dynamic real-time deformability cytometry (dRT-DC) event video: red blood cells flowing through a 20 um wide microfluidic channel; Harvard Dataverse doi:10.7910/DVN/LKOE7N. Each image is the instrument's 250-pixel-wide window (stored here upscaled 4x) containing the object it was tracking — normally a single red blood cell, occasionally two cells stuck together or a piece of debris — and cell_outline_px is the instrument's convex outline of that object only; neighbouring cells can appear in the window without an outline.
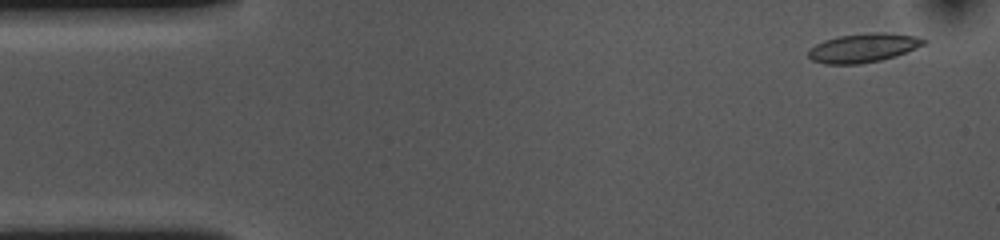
{"species": "common noctule bat (a hibernating species)", "species_latin": "Nyctalus noctula", "temperature_condition": "cold", "stored_images_in_passage": 54, "camera_frame_rate_fps": 3000, "um_per_image_px": 0.085, "animal": {"sex": "female", "body_mass_g": 10.0, "forearm_length_mm": 53.1}, "frame": {"image": 1, "passage_image": 3, "time_ms": 0.667, "image_size_px": [1000, 240], "cell_outline_px": [[928, 40], [924, 44], [916, 48], [896, 56], [880, 60], [860, 64], [824, 64], [812, 60], [808, 56], [808, 48], [824, 40], [840, 36], [868, 32], [884, 32], [916, 36]], "centroid_in_image_um": [73.37, 4.07], "position_along_channel_um": 11.6, "area_um2": 19.54}}
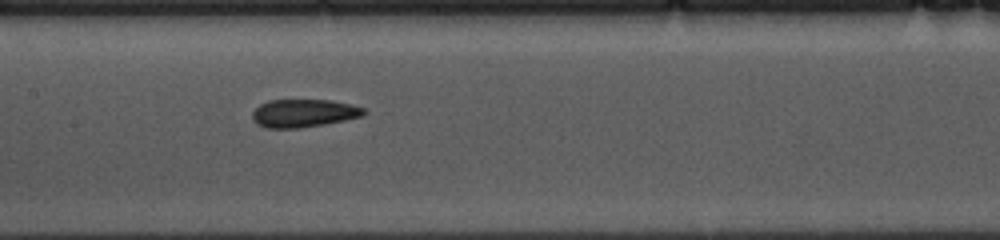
{"frame": {"image": 2, "passage_image": 25, "time_ms": 8.0, "image_size_px": [1000, 240], "cell_outline_px": [[368, 112], [364, 116], [324, 124], [300, 128], [268, 128], [256, 124], [252, 120], [252, 112], [260, 104], [268, 100], [328, 100], [352, 104], [364, 108]], "centroid_in_image_um": [25.82, 9.62], "position_along_channel_um": 181.6, "area_um2": 18.32}}
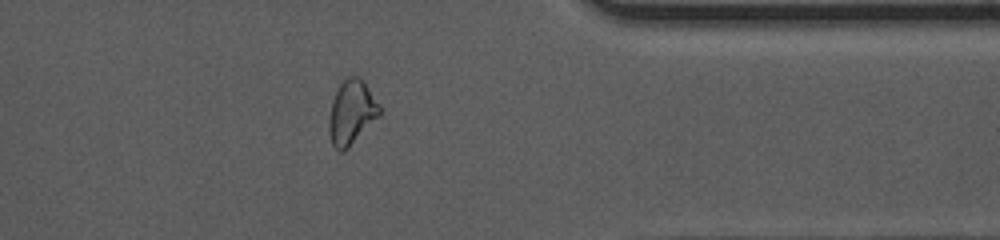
{"frame": {"image": 3, "passage_image": 43, "time_ms": 14.0, "image_size_px": [1000, 240], "cell_outline_px": [[380, 116], [344, 152], [340, 152], [332, 144], [328, 128], [328, 120], [332, 100], [340, 84], [348, 76], [360, 76], [364, 80], [380, 104]], "centroid_in_image_um": [29.9, 9.54], "position_along_channel_um": 381.5, "area_um2": 19.13}, "authors_computed_cell_mechanics": {"area_um2": 18.8717, "velocity_mm_per_s": 3.603, "shape_relaxation_time_tau1_ms": null, "shape_relaxation_time_tau2_ms": 2.8262, "deformation_change_tau1": null, "deformation_change_tau2": 0.0929}}